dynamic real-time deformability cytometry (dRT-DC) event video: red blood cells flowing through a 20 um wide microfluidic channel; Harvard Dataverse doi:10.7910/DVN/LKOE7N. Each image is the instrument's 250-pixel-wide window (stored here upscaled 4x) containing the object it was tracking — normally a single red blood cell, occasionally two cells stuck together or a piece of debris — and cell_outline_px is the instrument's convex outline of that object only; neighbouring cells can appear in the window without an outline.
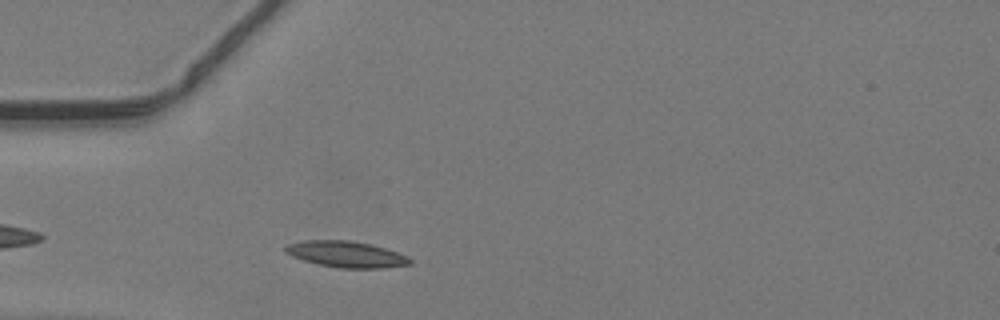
{"species": "common noctule bat (a hibernating species)", "species_latin": "Nyctalus noctula", "temperature_condition": "warm", "stored_images_in_passage": 38, "camera_frame_rate_fps": 3000, "um_per_image_px": 0.085, "animal": {"sex": "male", "body_mass_g": 19.2, "forearm_length_mm": 51.8}, "frame": {"image": 1, "passage_image": 5, "time_ms": 1.333, "image_size_px": [1000, 320], "cell_outline_px": [[412, 264], [384, 268], [340, 268], [320, 264], [304, 260], [292, 256], [284, 252], [284, 244], [304, 240], [348, 240], [372, 244], [408, 256], [412, 260]], "centroid_in_image_um": [29.41, 21.6], "position_along_channel_um": 55.6, "area_um2": 19.07}}
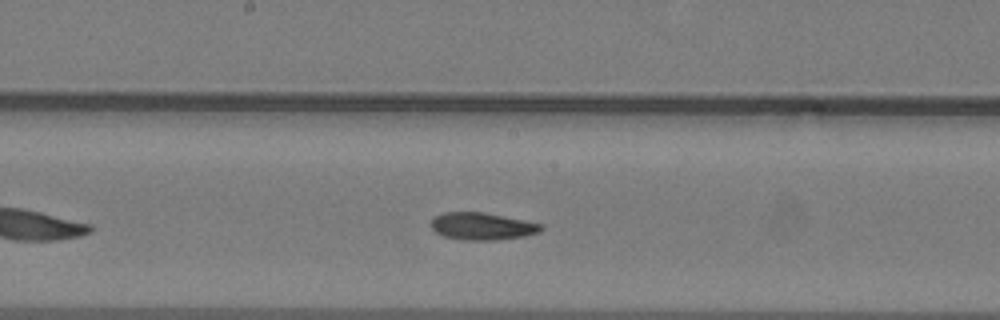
{"frame": {"image": 2, "passage_image": 16, "time_ms": 5.0, "image_size_px": [1000, 320], "cell_outline_px": [[544, 228], [540, 232], [524, 236], [496, 240], [464, 240], [444, 236], [436, 232], [428, 224], [436, 216], [444, 212], [484, 212], [544, 224]], "centroid_in_image_um": [41.0, 19.23], "position_along_channel_um": 207.2, "area_um2": 17.57}}
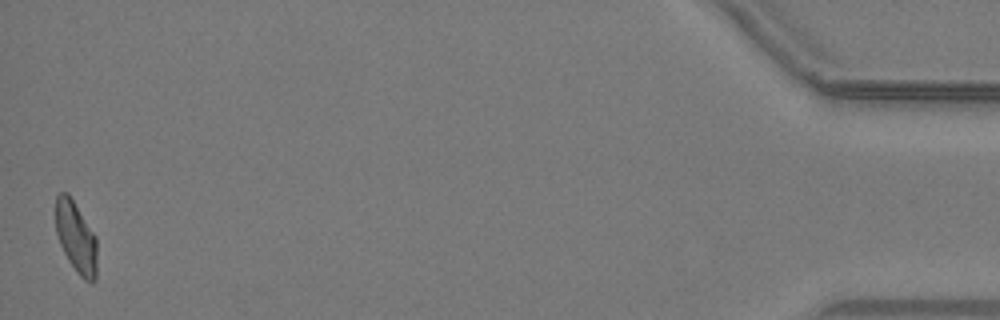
{"frame": {"image": 3, "passage_image": 38, "time_ms": 12.333, "image_size_px": [1000, 320], "cell_outline_px": [[96, 280], [92, 284], [84, 280], [76, 272], [68, 260], [60, 244], [56, 232], [56, 196], [60, 192], [68, 192], [96, 236]], "centroid_in_image_um": [6.47, 20.19], "position_along_channel_um": 428.7, "area_um2": 17.22}}